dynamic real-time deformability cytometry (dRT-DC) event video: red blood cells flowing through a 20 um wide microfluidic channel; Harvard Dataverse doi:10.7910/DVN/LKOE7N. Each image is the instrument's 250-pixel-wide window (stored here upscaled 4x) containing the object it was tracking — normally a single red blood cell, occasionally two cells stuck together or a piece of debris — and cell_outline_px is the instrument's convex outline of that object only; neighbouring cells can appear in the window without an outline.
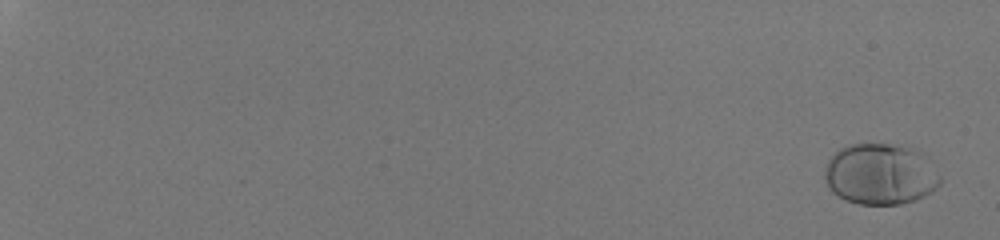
{"species": "human", "species_latin": "Homo sapiens", "temperature_condition": "room temperature", "stored_images_in_passage": 51, "camera_frame_rate_fps": 3000, "um_per_image_px": 0.085, "donor": {"sex": "male"}, "frame": {"image": 1, "passage_image": 3, "time_ms": 0.667, "image_size_px": [1000, 240], "cell_outline_px": [[940, 184], [932, 192], [924, 196], [900, 204], [860, 204], [844, 200], [832, 192], [828, 188], [824, 176], [824, 172], [828, 160], [840, 148], [852, 144], [888, 144], [912, 148], [920, 152], [940, 176]], "centroid_in_image_um": [74.8, 14.82], "position_along_channel_um": 10.2, "area_um2": 40.86}}
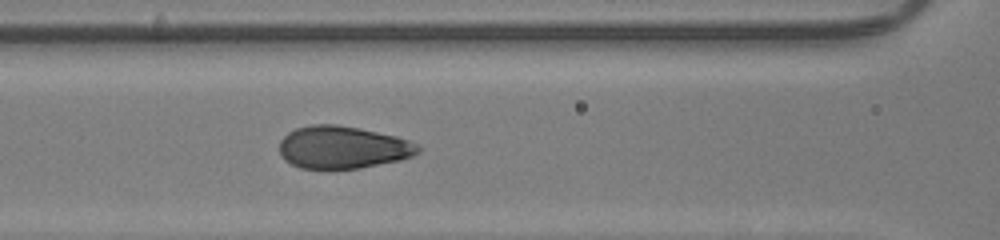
{"frame": {"image": 2, "passage_image": 31, "time_ms": 10.0, "image_size_px": [1000, 240], "cell_outline_px": [[420, 152], [412, 156], [400, 160], [360, 168], [300, 168], [284, 160], [280, 156], [280, 140], [288, 132], [296, 128], [312, 124], [336, 124], [396, 136], [408, 140], [416, 144], [420, 148]], "centroid_in_image_um": [29.11, 12.52], "position_along_channel_um": 137.5, "area_um2": 34.16}}
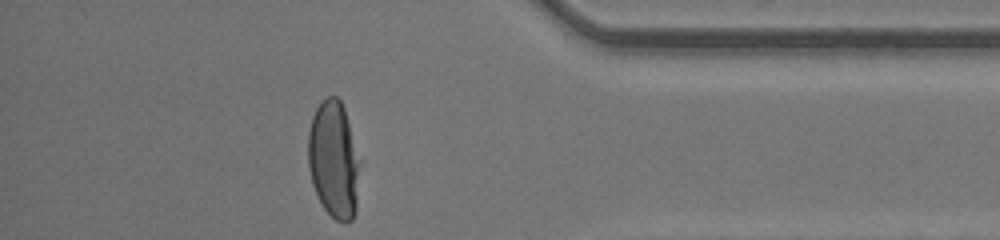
{"frame": {"image": 3, "passage_image": 51, "time_ms": 16.667, "image_size_px": [1000, 240], "cell_outline_px": [[364, 164], [356, 212], [352, 220], [336, 220], [324, 208], [312, 184], [308, 168], [308, 132], [312, 116], [316, 108], [328, 96], [336, 96], [340, 100], [344, 108]], "centroid_in_image_um": [28.44, 13.58], "position_along_channel_um": 406.8, "area_um2": 36.47}, "authors_computed_cell_mechanics": {"area_um2": 35.8938, "velocity_mm_per_s": 4.2753, "shape_relaxation_time_tau1_ms": 3.0024, "shape_relaxation_time_tau2_ms": null, "deformation_change_tau1": 0.1996, "deformation_change_tau2": null}}